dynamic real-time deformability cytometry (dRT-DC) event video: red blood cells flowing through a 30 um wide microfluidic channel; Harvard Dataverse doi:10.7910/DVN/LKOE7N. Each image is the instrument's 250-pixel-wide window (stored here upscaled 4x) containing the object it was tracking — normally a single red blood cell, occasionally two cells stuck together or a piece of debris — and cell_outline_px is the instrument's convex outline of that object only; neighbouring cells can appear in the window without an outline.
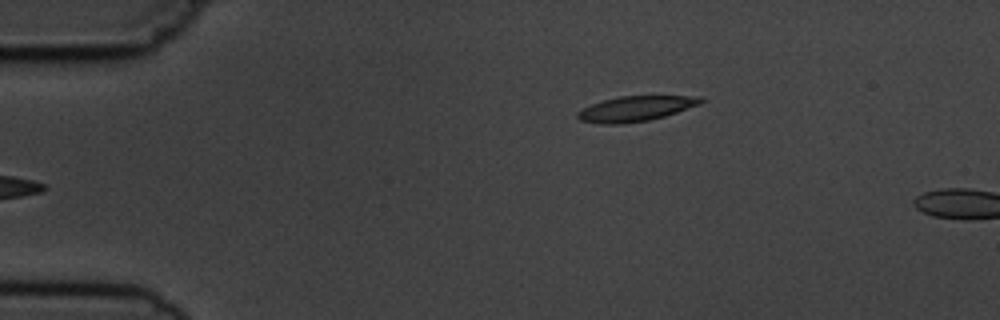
{"species": "common noctule bat (a hibernating species)", "species_latin": "Nyctalus noctula", "temperature_condition": "cold", "stored_images_in_passage": 4, "camera_frame_rate_fps": 3000, "um_per_image_px": 0.085, "animal": {"sex": "male", "body_mass_g": 19.5, "forearm_length_mm": 54.6}, "frame": {"image": 1, "passage_image": 4, "time_ms": 3.667, "image_size_px": [1000, 320], "cell_outline_px": [[704, 100], [700, 104], [664, 116], [648, 120], [620, 124], [600, 124], [580, 120], [576, 116], [576, 112], [592, 104], [604, 100], [620, 96], [700, 96]], "centroid_in_image_um": [54.01, 9.24], "position_along_channel_um": 31.0, "area_um2": 17.86}}